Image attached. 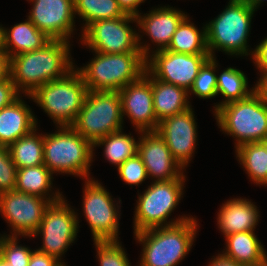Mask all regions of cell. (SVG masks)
Returning a JSON list of instances; mask_svg holds the SVG:
<instances>
[{
    "label": "cell",
    "mask_w": 267,
    "mask_h": 266,
    "mask_svg": "<svg viewBox=\"0 0 267 266\" xmlns=\"http://www.w3.org/2000/svg\"><path fill=\"white\" fill-rule=\"evenodd\" d=\"M223 256L242 265L267 264V254L254 231L229 234Z\"/></svg>",
    "instance_id": "24"
},
{
    "label": "cell",
    "mask_w": 267,
    "mask_h": 266,
    "mask_svg": "<svg viewBox=\"0 0 267 266\" xmlns=\"http://www.w3.org/2000/svg\"><path fill=\"white\" fill-rule=\"evenodd\" d=\"M62 264L63 262L36 249L32 252L28 266H61Z\"/></svg>",
    "instance_id": "38"
},
{
    "label": "cell",
    "mask_w": 267,
    "mask_h": 266,
    "mask_svg": "<svg viewBox=\"0 0 267 266\" xmlns=\"http://www.w3.org/2000/svg\"><path fill=\"white\" fill-rule=\"evenodd\" d=\"M138 143L135 138L122 133V130H120L98 139L93 147L105 145L104 155L106 159L119 167L127 159L137 154Z\"/></svg>",
    "instance_id": "29"
},
{
    "label": "cell",
    "mask_w": 267,
    "mask_h": 266,
    "mask_svg": "<svg viewBox=\"0 0 267 266\" xmlns=\"http://www.w3.org/2000/svg\"><path fill=\"white\" fill-rule=\"evenodd\" d=\"M254 92L267 104V72H262V77L254 87Z\"/></svg>",
    "instance_id": "42"
},
{
    "label": "cell",
    "mask_w": 267,
    "mask_h": 266,
    "mask_svg": "<svg viewBox=\"0 0 267 266\" xmlns=\"http://www.w3.org/2000/svg\"><path fill=\"white\" fill-rule=\"evenodd\" d=\"M137 154L142 159L148 177L156 182L185 179L181 165L173 158L165 140L156 132H142Z\"/></svg>",
    "instance_id": "18"
},
{
    "label": "cell",
    "mask_w": 267,
    "mask_h": 266,
    "mask_svg": "<svg viewBox=\"0 0 267 266\" xmlns=\"http://www.w3.org/2000/svg\"><path fill=\"white\" fill-rule=\"evenodd\" d=\"M88 90L80 72L75 69L63 78L37 88L31 97L50 116L57 127L72 126L82 109Z\"/></svg>",
    "instance_id": "4"
},
{
    "label": "cell",
    "mask_w": 267,
    "mask_h": 266,
    "mask_svg": "<svg viewBox=\"0 0 267 266\" xmlns=\"http://www.w3.org/2000/svg\"><path fill=\"white\" fill-rule=\"evenodd\" d=\"M37 125L35 116L20 96L0 110V146L9 147L30 134Z\"/></svg>",
    "instance_id": "20"
},
{
    "label": "cell",
    "mask_w": 267,
    "mask_h": 266,
    "mask_svg": "<svg viewBox=\"0 0 267 266\" xmlns=\"http://www.w3.org/2000/svg\"><path fill=\"white\" fill-rule=\"evenodd\" d=\"M252 59L261 72H267V38H265L252 52Z\"/></svg>",
    "instance_id": "39"
},
{
    "label": "cell",
    "mask_w": 267,
    "mask_h": 266,
    "mask_svg": "<svg viewBox=\"0 0 267 266\" xmlns=\"http://www.w3.org/2000/svg\"><path fill=\"white\" fill-rule=\"evenodd\" d=\"M237 158L257 185H267V153L259 143H244L236 148Z\"/></svg>",
    "instance_id": "28"
},
{
    "label": "cell",
    "mask_w": 267,
    "mask_h": 266,
    "mask_svg": "<svg viewBox=\"0 0 267 266\" xmlns=\"http://www.w3.org/2000/svg\"><path fill=\"white\" fill-rule=\"evenodd\" d=\"M122 123L118 91H88L72 127L94 144L98 139L122 130Z\"/></svg>",
    "instance_id": "8"
},
{
    "label": "cell",
    "mask_w": 267,
    "mask_h": 266,
    "mask_svg": "<svg viewBox=\"0 0 267 266\" xmlns=\"http://www.w3.org/2000/svg\"><path fill=\"white\" fill-rule=\"evenodd\" d=\"M60 128L56 133L44 135V165L53 174H76L88 179V170L93 161V144L72 126Z\"/></svg>",
    "instance_id": "5"
},
{
    "label": "cell",
    "mask_w": 267,
    "mask_h": 266,
    "mask_svg": "<svg viewBox=\"0 0 267 266\" xmlns=\"http://www.w3.org/2000/svg\"><path fill=\"white\" fill-rule=\"evenodd\" d=\"M19 96L11 76L0 80V110L10 105Z\"/></svg>",
    "instance_id": "37"
},
{
    "label": "cell",
    "mask_w": 267,
    "mask_h": 266,
    "mask_svg": "<svg viewBox=\"0 0 267 266\" xmlns=\"http://www.w3.org/2000/svg\"><path fill=\"white\" fill-rule=\"evenodd\" d=\"M187 15L177 26L166 50L184 54H209L206 42V26L200 32Z\"/></svg>",
    "instance_id": "26"
},
{
    "label": "cell",
    "mask_w": 267,
    "mask_h": 266,
    "mask_svg": "<svg viewBox=\"0 0 267 266\" xmlns=\"http://www.w3.org/2000/svg\"><path fill=\"white\" fill-rule=\"evenodd\" d=\"M75 15L86 21L83 30L92 22L122 18L126 14L119 7L117 0H74Z\"/></svg>",
    "instance_id": "31"
},
{
    "label": "cell",
    "mask_w": 267,
    "mask_h": 266,
    "mask_svg": "<svg viewBox=\"0 0 267 266\" xmlns=\"http://www.w3.org/2000/svg\"><path fill=\"white\" fill-rule=\"evenodd\" d=\"M210 57V54H184L166 49L156 50L152 55H148L146 70L155 79L177 85L189 92L200 68Z\"/></svg>",
    "instance_id": "12"
},
{
    "label": "cell",
    "mask_w": 267,
    "mask_h": 266,
    "mask_svg": "<svg viewBox=\"0 0 267 266\" xmlns=\"http://www.w3.org/2000/svg\"><path fill=\"white\" fill-rule=\"evenodd\" d=\"M194 116L190 107L160 121L156 130L165 140L171 155L182 168L187 166L195 151L197 125Z\"/></svg>",
    "instance_id": "17"
},
{
    "label": "cell",
    "mask_w": 267,
    "mask_h": 266,
    "mask_svg": "<svg viewBox=\"0 0 267 266\" xmlns=\"http://www.w3.org/2000/svg\"><path fill=\"white\" fill-rule=\"evenodd\" d=\"M251 201L234 198L227 201L218 212V225L224 236L232 233L254 231L259 214Z\"/></svg>",
    "instance_id": "21"
},
{
    "label": "cell",
    "mask_w": 267,
    "mask_h": 266,
    "mask_svg": "<svg viewBox=\"0 0 267 266\" xmlns=\"http://www.w3.org/2000/svg\"><path fill=\"white\" fill-rule=\"evenodd\" d=\"M151 85L154 112L158 122L191 107L187 99L189 93L184 88L155 79L152 75Z\"/></svg>",
    "instance_id": "23"
},
{
    "label": "cell",
    "mask_w": 267,
    "mask_h": 266,
    "mask_svg": "<svg viewBox=\"0 0 267 266\" xmlns=\"http://www.w3.org/2000/svg\"><path fill=\"white\" fill-rule=\"evenodd\" d=\"M246 2L250 7H252L254 10L257 9V7L263 2V0H243Z\"/></svg>",
    "instance_id": "44"
},
{
    "label": "cell",
    "mask_w": 267,
    "mask_h": 266,
    "mask_svg": "<svg viewBox=\"0 0 267 266\" xmlns=\"http://www.w3.org/2000/svg\"><path fill=\"white\" fill-rule=\"evenodd\" d=\"M17 236H2L1 257L12 266H28L32 252L28 247L17 244Z\"/></svg>",
    "instance_id": "34"
},
{
    "label": "cell",
    "mask_w": 267,
    "mask_h": 266,
    "mask_svg": "<svg viewBox=\"0 0 267 266\" xmlns=\"http://www.w3.org/2000/svg\"><path fill=\"white\" fill-rule=\"evenodd\" d=\"M259 143L265 148V151L267 153V137Z\"/></svg>",
    "instance_id": "46"
},
{
    "label": "cell",
    "mask_w": 267,
    "mask_h": 266,
    "mask_svg": "<svg viewBox=\"0 0 267 266\" xmlns=\"http://www.w3.org/2000/svg\"><path fill=\"white\" fill-rule=\"evenodd\" d=\"M215 116L221 130L236 138L235 148L267 137V104L255 92L220 106Z\"/></svg>",
    "instance_id": "7"
},
{
    "label": "cell",
    "mask_w": 267,
    "mask_h": 266,
    "mask_svg": "<svg viewBox=\"0 0 267 266\" xmlns=\"http://www.w3.org/2000/svg\"><path fill=\"white\" fill-rule=\"evenodd\" d=\"M184 182L185 179L155 181L151 186H148L143 195L138 196L134 215V233L175 225L193 218L183 216L173 222H167L169 215L181 200Z\"/></svg>",
    "instance_id": "9"
},
{
    "label": "cell",
    "mask_w": 267,
    "mask_h": 266,
    "mask_svg": "<svg viewBox=\"0 0 267 266\" xmlns=\"http://www.w3.org/2000/svg\"><path fill=\"white\" fill-rule=\"evenodd\" d=\"M254 11L243 0H230L218 17L205 25L207 48L211 57L217 49L230 55H249L247 39Z\"/></svg>",
    "instance_id": "6"
},
{
    "label": "cell",
    "mask_w": 267,
    "mask_h": 266,
    "mask_svg": "<svg viewBox=\"0 0 267 266\" xmlns=\"http://www.w3.org/2000/svg\"><path fill=\"white\" fill-rule=\"evenodd\" d=\"M29 20L51 40H67L73 32L74 0H29Z\"/></svg>",
    "instance_id": "16"
},
{
    "label": "cell",
    "mask_w": 267,
    "mask_h": 266,
    "mask_svg": "<svg viewBox=\"0 0 267 266\" xmlns=\"http://www.w3.org/2000/svg\"><path fill=\"white\" fill-rule=\"evenodd\" d=\"M0 266H12V265L0 256Z\"/></svg>",
    "instance_id": "45"
},
{
    "label": "cell",
    "mask_w": 267,
    "mask_h": 266,
    "mask_svg": "<svg viewBox=\"0 0 267 266\" xmlns=\"http://www.w3.org/2000/svg\"><path fill=\"white\" fill-rule=\"evenodd\" d=\"M52 174L44 164L17 169L15 190L46 198L50 202L58 201L62 198L59 191L51 198L46 196L52 188Z\"/></svg>",
    "instance_id": "25"
},
{
    "label": "cell",
    "mask_w": 267,
    "mask_h": 266,
    "mask_svg": "<svg viewBox=\"0 0 267 266\" xmlns=\"http://www.w3.org/2000/svg\"><path fill=\"white\" fill-rule=\"evenodd\" d=\"M98 181L86 178L83 211L94 241H118L119 209Z\"/></svg>",
    "instance_id": "13"
},
{
    "label": "cell",
    "mask_w": 267,
    "mask_h": 266,
    "mask_svg": "<svg viewBox=\"0 0 267 266\" xmlns=\"http://www.w3.org/2000/svg\"><path fill=\"white\" fill-rule=\"evenodd\" d=\"M247 81L246 75L241 70L232 67L217 76V95L221 93L226 99L215 105L214 111L226 103L248 98L254 92V88L248 90Z\"/></svg>",
    "instance_id": "30"
},
{
    "label": "cell",
    "mask_w": 267,
    "mask_h": 266,
    "mask_svg": "<svg viewBox=\"0 0 267 266\" xmlns=\"http://www.w3.org/2000/svg\"><path fill=\"white\" fill-rule=\"evenodd\" d=\"M50 40L29 19L14 25L8 31L4 27H0V43L10 58L17 54L40 49Z\"/></svg>",
    "instance_id": "22"
},
{
    "label": "cell",
    "mask_w": 267,
    "mask_h": 266,
    "mask_svg": "<svg viewBox=\"0 0 267 266\" xmlns=\"http://www.w3.org/2000/svg\"><path fill=\"white\" fill-rule=\"evenodd\" d=\"M216 58L210 57L200 68L193 86L189 90L199 98H213L217 95Z\"/></svg>",
    "instance_id": "32"
},
{
    "label": "cell",
    "mask_w": 267,
    "mask_h": 266,
    "mask_svg": "<svg viewBox=\"0 0 267 266\" xmlns=\"http://www.w3.org/2000/svg\"><path fill=\"white\" fill-rule=\"evenodd\" d=\"M11 58L0 43V80L10 77Z\"/></svg>",
    "instance_id": "40"
},
{
    "label": "cell",
    "mask_w": 267,
    "mask_h": 266,
    "mask_svg": "<svg viewBox=\"0 0 267 266\" xmlns=\"http://www.w3.org/2000/svg\"><path fill=\"white\" fill-rule=\"evenodd\" d=\"M69 51V41L50 40L40 49L12 57L10 76L17 91L22 89L29 96L49 81L66 76L74 69Z\"/></svg>",
    "instance_id": "1"
},
{
    "label": "cell",
    "mask_w": 267,
    "mask_h": 266,
    "mask_svg": "<svg viewBox=\"0 0 267 266\" xmlns=\"http://www.w3.org/2000/svg\"><path fill=\"white\" fill-rule=\"evenodd\" d=\"M118 92L122 116L127 115L139 133L156 131L159 122L154 112L151 74L145 70L138 80Z\"/></svg>",
    "instance_id": "15"
},
{
    "label": "cell",
    "mask_w": 267,
    "mask_h": 266,
    "mask_svg": "<svg viewBox=\"0 0 267 266\" xmlns=\"http://www.w3.org/2000/svg\"><path fill=\"white\" fill-rule=\"evenodd\" d=\"M119 7L127 15L137 16L139 15L138 6L144 2V0H117Z\"/></svg>",
    "instance_id": "41"
},
{
    "label": "cell",
    "mask_w": 267,
    "mask_h": 266,
    "mask_svg": "<svg viewBox=\"0 0 267 266\" xmlns=\"http://www.w3.org/2000/svg\"><path fill=\"white\" fill-rule=\"evenodd\" d=\"M46 198L12 190L0 194V212L12 226L11 236H33L51 203Z\"/></svg>",
    "instance_id": "14"
},
{
    "label": "cell",
    "mask_w": 267,
    "mask_h": 266,
    "mask_svg": "<svg viewBox=\"0 0 267 266\" xmlns=\"http://www.w3.org/2000/svg\"><path fill=\"white\" fill-rule=\"evenodd\" d=\"M68 205L63 197L51 202L46 208L40 227L33 235L43 236L42 248L37 250L59 262L68 246L74 242L79 226L77 214Z\"/></svg>",
    "instance_id": "11"
},
{
    "label": "cell",
    "mask_w": 267,
    "mask_h": 266,
    "mask_svg": "<svg viewBox=\"0 0 267 266\" xmlns=\"http://www.w3.org/2000/svg\"><path fill=\"white\" fill-rule=\"evenodd\" d=\"M1 242H2V237L0 238V256H1Z\"/></svg>",
    "instance_id": "48"
},
{
    "label": "cell",
    "mask_w": 267,
    "mask_h": 266,
    "mask_svg": "<svg viewBox=\"0 0 267 266\" xmlns=\"http://www.w3.org/2000/svg\"><path fill=\"white\" fill-rule=\"evenodd\" d=\"M208 266H242V264L236 263L234 260L228 259L222 254L214 257Z\"/></svg>",
    "instance_id": "43"
},
{
    "label": "cell",
    "mask_w": 267,
    "mask_h": 266,
    "mask_svg": "<svg viewBox=\"0 0 267 266\" xmlns=\"http://www.w3.org/2000/svg\"><path fill=\"white\" fill-rule=\"evenodd\" d=\"M134 21L137 22L136 17L127 14L122 18L94 21L83 30L81 42L95 52H141L147 59L150 48L147 45L141 46L142 37L129 25Z\"/></svg>",
    "instance_id": "10"
},
{
    "label": "cell",
    "mask_w": 267,
    "mask_h": 266,
    "mask_svg": "<svg viewBox=\"0 0 267 266\" xmlns=\"http://www.w3.org/2000/svg\"><path fill=\"white\" fill-rule=\"evenodd\" d=\"M197 221L184 222L134 233L143 243L140 266H176L188 254L197 232Z\"/></svg>",
    "instance_id": "2"
},
{
    "label": "cell",
    "mask_w": 267,
    "mask_h": 266,
    "mask_svg": "<svg viewBox=\"0 0 267 266\" xmlns=\"http://www.w3.org/2000/svg\"><path fill=\"white\" fill-rule=\"evenodd\" d=\"M17 168L7 147L0 146V194L15 190Z\"/></svg>",
    "instance_id": "36"
},
{
    "label": "cell",
    "mask_w": 267,
    "mask_h": 266,
    "mask_svg": "<svg viewBox=\"0 0 267 266\" xmlns=\"http://www.w3.org/2000/svg\"><path fill=\"white\" fill-rule=\"evenodd\" d=\"M100 266H131L119 241H94Z\"/></svg>",
    "instance_id": "33"
},
{
    "label": "cell",
    "mask_w": 267,
    "mask_h": 266,
    "mask_svg": "<svg viewBox=\"0 0 267 266\" xmlns=\"http://www.w3.org/2000/svg\"><path fill=\"white\" fill-rule=\"evenodd\" d=\"M95 54L87 66L78 70L88 91H120L146 70V58L141 52Z\"/></svg>",
    "instance_id": "3"
},
{
    "label": "cell",
    "mask_w": 267,
    "mask_h": 266,
    "mask_svg": "<svg viewBox=\"0 0 267 266\" xmlns=\"http://www.w3.org/2000/svg\"><path fill=\"white\" fill-rule=\"evenodd\" d=\"M149 14L136 16L138 26L143 33L150 36L152 42L158 44L157 51L166 49L175 33L177 26L186 16L181 10L165 6L149 11Z\"/></svg>",
    "instance_id": "19"
},
{
    "label": "cell",
    "mask_w": 267,
    "mask_h": 266,
    "mask_svg": "<svg viewBox=\"0 0 267 266\" xmlns=\"http://www.w3.org/2000/svg\"><path fill=\"white\" fill-rule=\"evenodd\" d=\"M242 266H267V264H256V265H242Z\"/></svg>",
    "instance_id": "47"
},
{
    "label": "cell",
    "mask_w": 267,
    "mask_h": 266,
    "mask_svg": "<svg viewBox=\"0 0 267 266\" xmlns=\"http://www.w3.org/2000/svg\"><path fill=\"white\" fill-rule=\"evenodd\" d=\"M120 178L129 185H139L148 178L146 167L138 154L118 167Z\"/></svg>",
    "instance_id": "35"
},
{
    "label": "cell",
    "mask_w": 267,
    "mask_h": 266,
    "mask_svg": "<svg viewBox=\"0 0 267 266\" xmlns=\"http://www.w3.org/2000/svg\"><path fill=\"white\" fill-rule=\"evenodd\" d=\"M36 128L8 147L17 169L44 164V135H37Z\"/></svg>",
    "instance_id": "27"
}]
</instances>
